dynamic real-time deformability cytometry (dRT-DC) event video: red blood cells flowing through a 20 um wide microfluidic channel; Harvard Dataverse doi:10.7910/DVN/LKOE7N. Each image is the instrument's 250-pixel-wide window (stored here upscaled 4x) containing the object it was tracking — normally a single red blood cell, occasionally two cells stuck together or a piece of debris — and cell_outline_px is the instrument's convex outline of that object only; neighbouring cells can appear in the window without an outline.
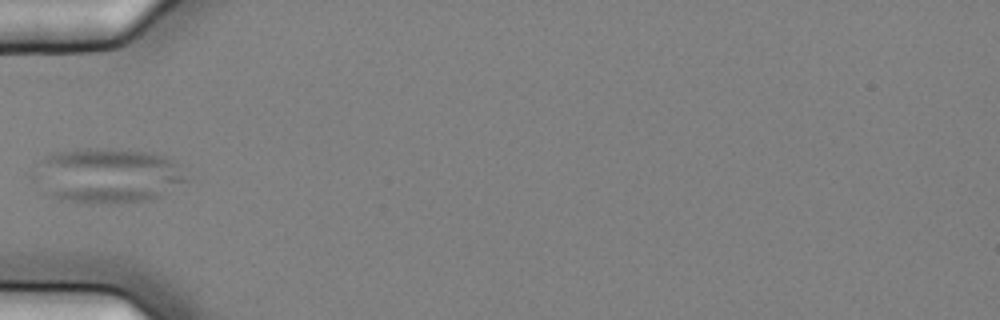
{"species": "common noctule bat (a hibernating species)", "species_latin": "Nyctalus noctula", "temperature_condition": "cold", "stored_images_in_passage": 2, "camera_frame_rate_fps": 3000, "um_per_image_px": 0.085, "animal": {"sex": "female", "body_mass_g": 25.1}, "frame": {"image": 1, "passage_image": 2, "time_ms": 0.333, "image_size_px": [1000, 320], "cell_outline_px": [[188, 180], [160, 196], [148, 200], [120, 204], [80, 204], [56, 200], [28, 176], [36, 164], [44, 156], [52, 152], [76, 148], [104, 148], [152, 152], [164, 156], [180, 164]], "centroid_in_image_um": [9.05, 14.93], "position_along_channel_um": 76.0, "area_um2": 50.34}}